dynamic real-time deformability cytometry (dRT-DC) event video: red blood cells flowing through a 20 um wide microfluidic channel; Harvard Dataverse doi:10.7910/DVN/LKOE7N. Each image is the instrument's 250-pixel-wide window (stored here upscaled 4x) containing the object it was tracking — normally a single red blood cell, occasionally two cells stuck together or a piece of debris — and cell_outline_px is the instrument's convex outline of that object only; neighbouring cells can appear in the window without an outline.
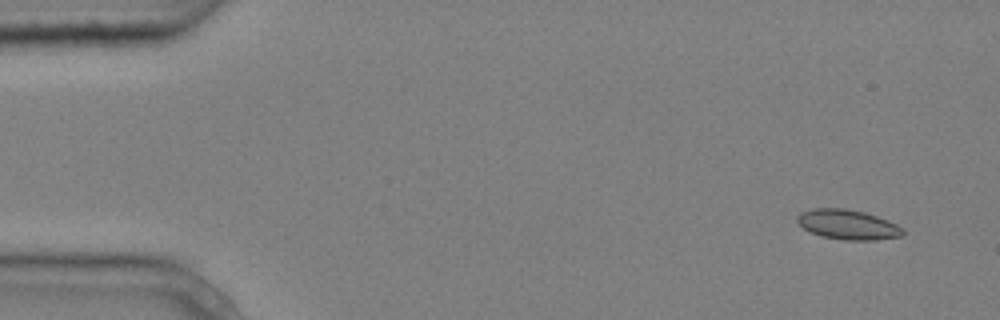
{"species": "common noctule bat (a hibernating species)", "species_latin": "Nyctalus noctula", "temperature_condition": "cold", "stored_images_in_passage": 4, "camera_frame_rate_fps": 3000, "um_per_image_px": 0.085, "animal": {"sex": "male", "body_mass_g": 20.4}, "frame": {"image": 1, "passage_image": 1, "time_ms": 0.0, "image_size_px": [1000, 320], "cell_outline_px": [[904, 232], [900, 236], [876, 240], [844, 240], [820, 236], [804, 228], [796, 220], [796, 216], [800, 212], [816, 208], [844, 208], [864, 212], [888, 220], [904, 228]], "centroid_in_image_um": [72.06, 19.09], "position_along_channel_um": 12.9, "area_um2": 18.32}}
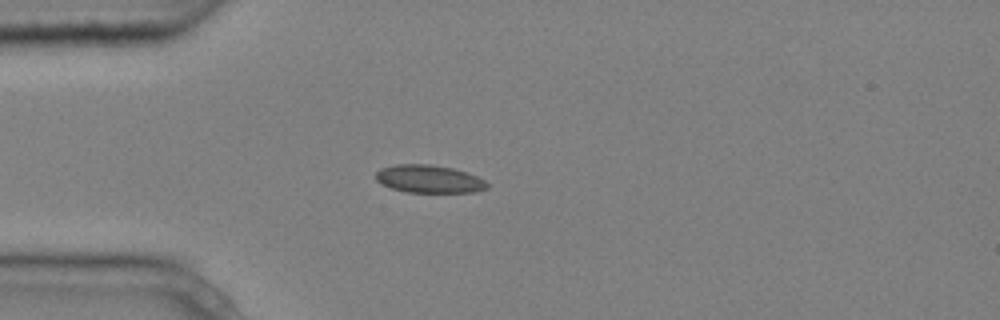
{"frame": {"image": 2, "passage_image": 4, "time_ms": 1.0, "image_size_px": [1000, 320], "cell_outline_px": [[488, 188], [476, 192], [408, 192], [392, 188], [380, 184], [376, 180], [376, 172], [380, 168], [396, 164], [428, 164], [452, 168], [476, 176], [484, 180], [488, 184]], "centroid_in_image_um": [36.44, 15.21], "position_along_channel_um": 48.6, "area_um2": 17.98}}